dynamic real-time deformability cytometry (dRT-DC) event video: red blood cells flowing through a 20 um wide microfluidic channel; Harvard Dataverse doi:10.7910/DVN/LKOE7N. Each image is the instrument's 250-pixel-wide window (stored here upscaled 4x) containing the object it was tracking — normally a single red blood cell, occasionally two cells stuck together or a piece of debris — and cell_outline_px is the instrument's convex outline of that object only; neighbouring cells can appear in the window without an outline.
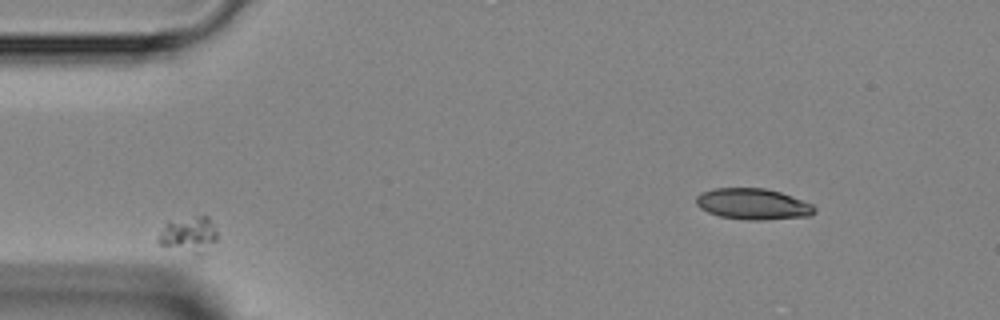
{"species": "Egyptian fruit bat (a non-hibernating species)", "species_latin": "Rousettus aegyptiacus", "temperature_condition": "room temperature", "stored_images_in_passage": 29, "camera_frame_rate_fps": 3000, "um_per_image_px": 0.085, "animal": {"sex": "female"}, "frame": {"image": 1, "passage_image": 1, "time_ms": 0.0, "image_size_px": [1000, 320], "cell_outline_px": [[216, 240], [204, 252], [192, 252], [160, 244], [156, 240], [160, 232], [168, 220], [204, 212], [208, 216], [216, 232]], "centroid_in_image_um": [16.04, 19.82], "position_along_channel_um": 69.0, "area_um2": 12.31}}
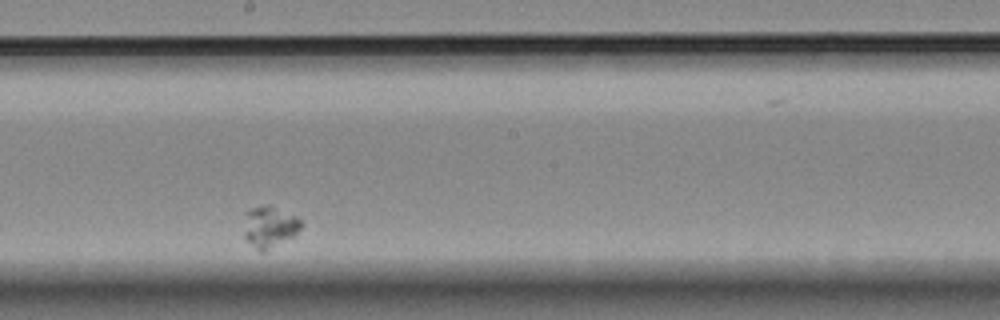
{"frame": {"image": 2, "passage_image": 15, "time_ms": 4.667, "image_size_px": [1000, 320], "cell_outline_px": [[304, 224], [292, 236], [264, 252], [260, 252], [244, 236], [244, 212], [252, 208], [268, 204], [272, 204], [296, 216]], "centroid_in_image_um": [22.9, 19.23], "position_along_channel_um": 225.3, "area_um2": 13.81}}
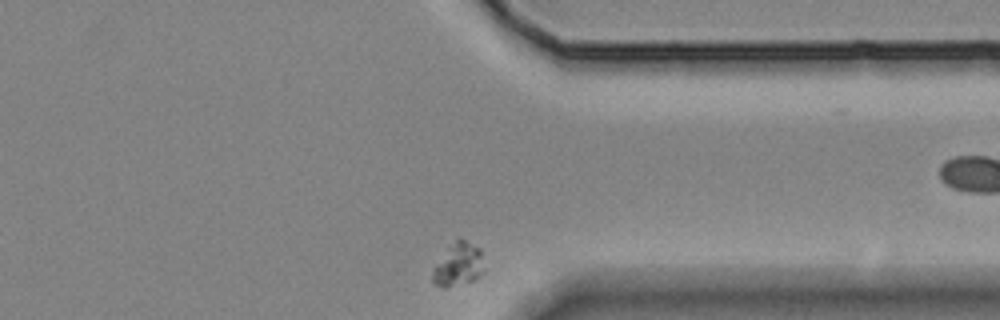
{"frame": {"image": 3, "passage_image": 28, "time_ms": 9.0, "image_size_px": [1000, 320], "cell_outline_px": [[484, 272], [476, 280], [444, 288], [440, 288], [432, 280], [432, 272], [436, 264], [456, 240], [464, 240], [480, 248]], "centroid_in_image_um": [38.98, 22.55], "position_along_channel_um": 372.4, "area_um2": 12.6}}